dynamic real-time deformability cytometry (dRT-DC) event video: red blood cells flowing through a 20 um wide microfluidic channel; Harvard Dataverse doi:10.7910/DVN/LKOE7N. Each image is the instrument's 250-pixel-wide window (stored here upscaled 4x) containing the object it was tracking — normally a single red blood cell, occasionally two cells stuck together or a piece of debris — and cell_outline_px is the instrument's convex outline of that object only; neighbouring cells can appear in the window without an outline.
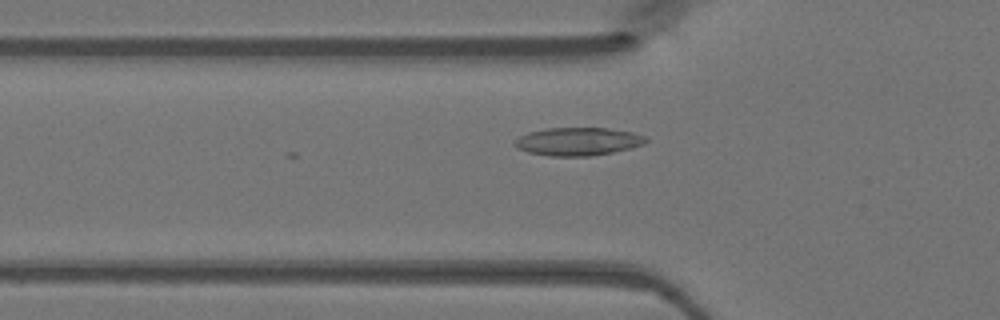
{"species": "Egyptian fruit bat (a non-hibernating species)", "species_latin": "Rousettus aegyptiacus", "temperature_condition": "warm", "stored_images_in_passage": 24, "camera_frame_rate_fps": 3000, "um_per_image_px": 0.085, "animal": {"sex": "female"}, "frame": {"image": 1, "passage_image": 16, "time_ms": 5.0, "image_size_px": [1000, 320], "cell_outline_px": [[648, 140], [644, 144], [632, 148], [592, 156], [548, 156], [528, 152], [516, 148], [512, 144], [520, 136], [528, 132], [544, 128], [608, 128], [632, 132], [648, 136]], "centroid_in_image_um": [49.14, 12.02], "position_along_channel_um": 76.7, "area_um2": 21.68}}
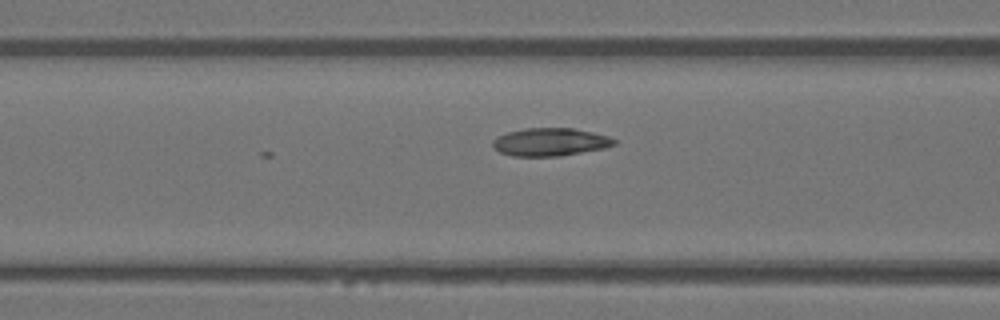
{"frame": {"image": 2, "passage_image": 19, "time_ms": 6.0, "image_size_px": [1000, 320], "cell_outline_px": [[616, 144], [604, 148], [560, 156], [512, 156], [500, 152], [492, 144], [492, 140], [496, 136], [508, 132], [524, 128], [572, 128], [592, 132], [608, 136], [616, 140]], "centroid_in_image_um": [46.75, 12.06], "position_along_channel_um": 119.9, "area_um2": 19.71}}
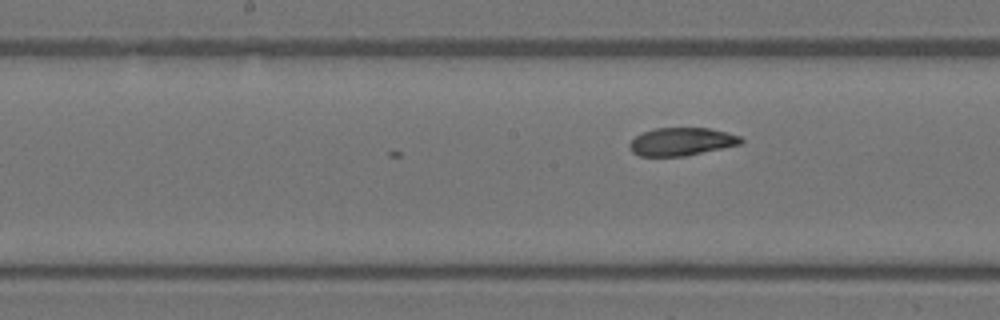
{"frame": {"image": 3, "passage_image": 24, "time_ms": 7.667, "image_size_px": [1000, 320], "cell_outline_px": [[744, 140], [740, 144], [684, 156], [640, 156], [632, 152], [628, 148], [628, 144], [636, 136], [652, 128], [708, 128], [740, 136]], "centroid_in_image_um": [57.88, 12.04], "position_along_channel_um": 190.3, "area_um2": 17.98}}